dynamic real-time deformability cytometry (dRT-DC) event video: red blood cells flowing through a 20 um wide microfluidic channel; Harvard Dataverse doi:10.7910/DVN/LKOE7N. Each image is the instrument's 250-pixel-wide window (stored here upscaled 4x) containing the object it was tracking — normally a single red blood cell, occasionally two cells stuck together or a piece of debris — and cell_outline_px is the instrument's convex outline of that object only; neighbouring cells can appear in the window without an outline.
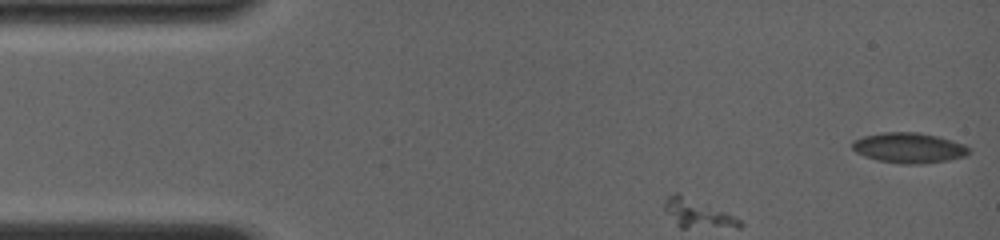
{"species": "common noctule bat (a hibernating species)", "species_latin": "Nyctalus noctula", "temperature_condition": "room temperature", "stored_images_in_passage": 61, "segment_of_instrument_passage": [1, 2], "camera_frame_rate_fps": 4000, "um_per_image_px": 0.085, "animal": {"sex": "female", "body_mass_g": 19.0, "forearm_length_mm": 56.7}, "frame": {"image": 1, "passage_image": 1, "time_ms": 0.0, "image_size_px": [1000, 240], "cell_outline_px": [[972, 152], [964, 156], [948, 160], [920, 164], [900, 164], [876, 160], [864, 156], [856, 152], [852, 148], [852, 140], [864, 136], [884, 132], [916, 132], [936, 136], [952, 140], [964, 144]], "centroid_in_image_um": [77.24, 12.57], "position_along_channel_um": 7.8, "area_um2": 20.63}}
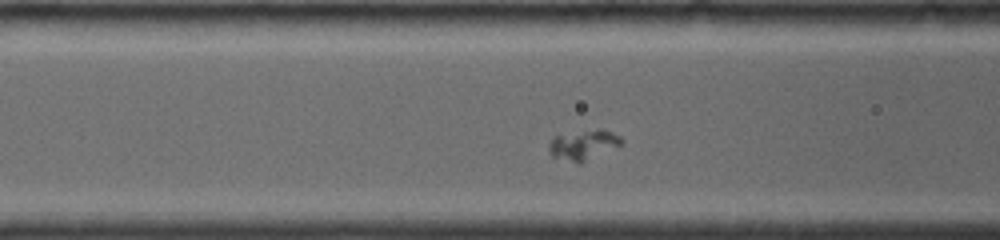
{"frame": {"image": 2, "passage_image": 19, "time_ms": 3.75, "image_size_px": [1000, 240], "cell_outline_px": [[624, 140], [620, 144], [580, 164], [576, 164], [552, 156], [548, 148], [548, 144], [552, 136], [600, 128], [612, 132], [620, 136]], "centroid_in_image_um": [49.55, 12.31], "position_along_channel_um": 117.1, "area_um2": 12.66}}
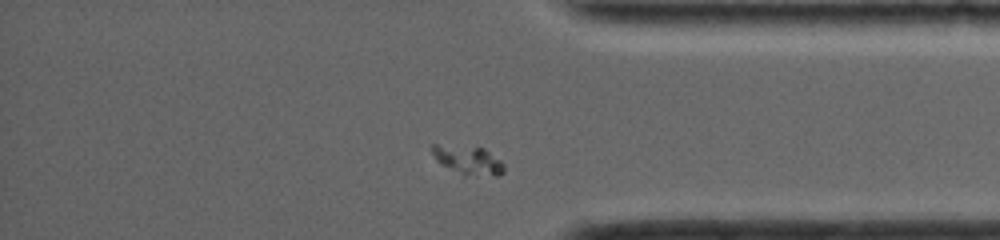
{"frame": {"image": 3, "passage_image": 52, "time_ms": 11.0, "image_size_px": [1000, 240], "cell_outline_px": [[504, 172], [500, 176], [464, 176], [440, 164], [436, 160], [432, 152], [432, 144], [436, 144], [484, 148], [500, 160], [504, 164]], "centroid_in_image_um": [39.8, 13.64], "position_along_channel_um": 395.4, "area_um2": 12.2}}